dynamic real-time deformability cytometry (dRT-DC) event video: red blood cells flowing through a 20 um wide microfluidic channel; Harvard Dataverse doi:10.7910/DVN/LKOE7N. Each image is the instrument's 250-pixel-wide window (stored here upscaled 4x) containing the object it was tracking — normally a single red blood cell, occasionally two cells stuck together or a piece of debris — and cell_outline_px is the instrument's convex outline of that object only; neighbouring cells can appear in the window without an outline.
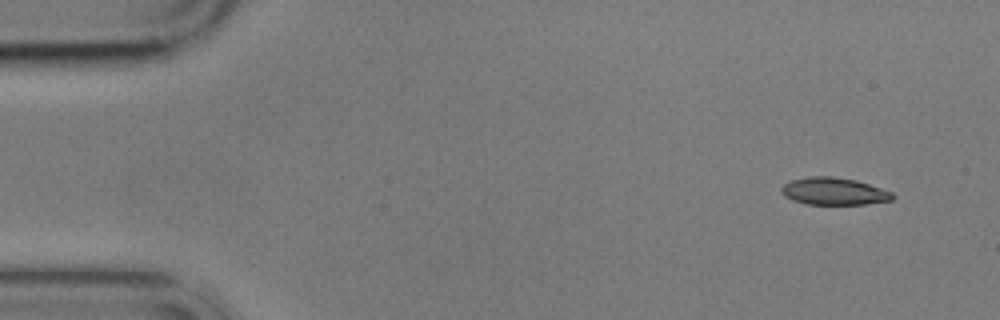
{"species": "common noctule bat (a hibernating species)", "species_latin": "Nyctalus noctula", "temperature_condition": "cold", "stored_images_in_passage": 5, "camera_frame_rate_fps": 3000, "um_per_image_px": 0.085, "animal": {"sex": "male", "body_mass_g": 17.9}, "frame": {"image": 1, "passage_image": 1, "time_ms": 0.0, "image_size_px": [1000, 320], "cell_outline_px": [[896, 196], [892, 200], [864, 204], [808, 204], [792, 200], [784, 196], [780, 192], [780, 188], [784, 184], [792, 180], [808, 176], [832, 176], [856, 180], [892, 192]], "centroid_in_image_um": [70.86, 16.25], "position_along_channel_um": 14.1, "area_um2": 17.69}}
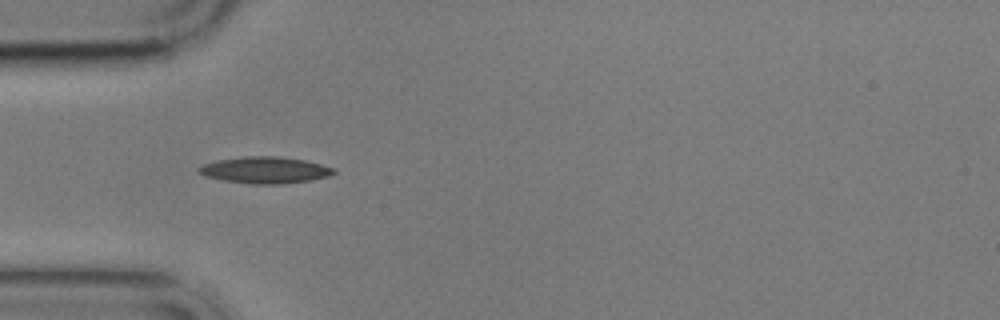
{"frame": {"image": 2, "passage_image": 4, "time_ms": 4.333, "image_size_px": [1000, 320], "cell_outline_px": [[336, 172], [328, 176], [312, 180], [280, 184], [252, 184], [224, 180], [208, 176], [196, 172], [196, 168], [204, 164], [216, 160], [244, 156], [280, 156], [304, 160], [336, 168]], "centroid_in_image_um": [22.53, 14.45], "position_along_channel_um": 62.5, "area_um2": 20.92}}
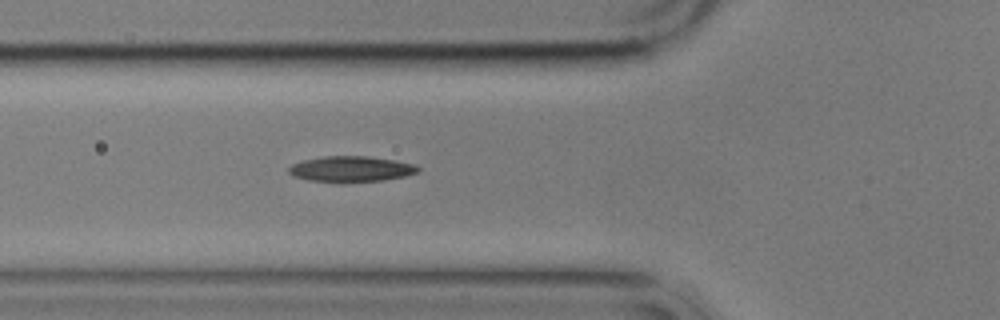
{"frame": {"image": 3, "passage_image": 5, "time_ms": 5.333, "image_size_px": [1000, 320], "cell_outline_px": [[420, 172], [404, 176], [384, 180], [308, 180], [292, 176], [288, 172], [288, 168], [292, 164], [304, 160], [324, 156], [368, 156], [396, 160], [416, 164], [420, 168]], "centroid_in_image_um": [29.88, 14.33], "position_along_channel_um": 95.9, "area_um2": 18.84}}